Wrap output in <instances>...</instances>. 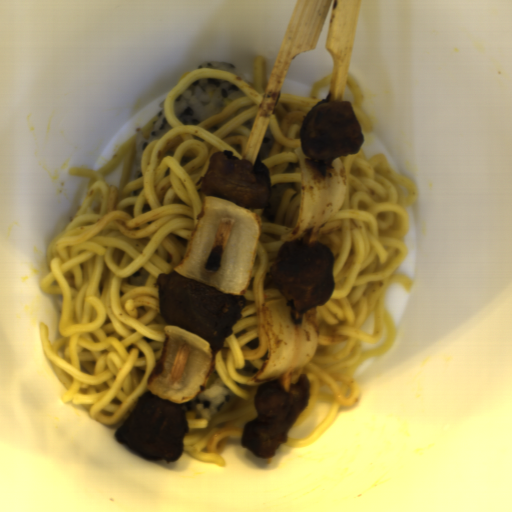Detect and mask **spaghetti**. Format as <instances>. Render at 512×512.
<instances>
[{"label": "spaghetti", "mask_w": 512, "mask_h": 512, "mask_svg": "<svg viewBox=\"0 0 512 512\" xmlns=\"http://www.w3.org/2000/svg\"><path fill=\"white\" fill-rule=\"evenodd\" d=\"M160 108L156 111V113L151 117V119L143 126L140 130L143 138L148 139L155 128V123L158 119Z\"/></svg>", "instance_id": "obj_5"}, {"label": "spaghetti", "mask_w": 512, "mask_h": 512, "mask_svg": "<svg viewBox=\"0 0 512 512\" xmlns=\"http://www.w3.org/2000/svg\"><path fill=\"white\" fill-rule=\"evenodd\" d=\"M330 74L316 81L308 96L281 93L269 130L275 139L267 157L256 158L268 170L270 188L291 184L286 189L274 219L264 208L245 207L260 220V236L248 287L241 295L245 306L223 347L215 353L216 369L226 388L236 395L233 404L212 418H200L184 411L189 432L183 437L182 453L218 467L226 465L222 456L230 439H240L245 424L258 417L255 395L260 384L254 376L262 368L268 350L263 310L265 306L285 302L270 273L278 252L286 241L282 236L294 230L300 214L301 165L296 150L301 148L300 133L304 117L311 108L324 102L323 90L332 82ZM253 164V165H254Z\"/></svg>", "instance_id": "obj_3"}, {"label": "spaghetti", "mask_w": 512, "mask_h": 512, "mask_svg": "<svg viewBox=\"0 0 512 512\" xmlns=\"http://www.w3.org/2000/svg\"><path fill=\"white\" fill-rule=\"evenodd\" d=\"M226 79L244 95L198 125L175 118V99L200 78ZM268 86L266 59L254 57L252 84L230 71L201 68L164 98L171 126L144 147L141 178L130 180L138 134L101 169L69 167L85 178L82 205L47 249L44 293L62 295L58 331L50 342L39 322L40 346L64 392L106 426L120 427L148 391L167 325L157 279L175 271L203 209L209 157L229 151L242 160Z\"/></svg>", "instance_id": "obj_1"}, {"label": "spaghetti", "mask_w": 512, "mask_h": 512, "mask_svg": "<svg viewBox=\"0 0 512 512\" xmlns=\"http://www.w3.org/2000/svg\"><path fill=\"white\" fill-rule=\"evenodd\" d=\"M346 84L351 92L352 103L351 107L361 125L362 133H368L373 130L372 121L362 111L361 103L363 101L362 91L353 76H349L346 79Z\"/></svg>", "instance_id": "obj_4"}, {"label": "spaghetti", "mask_w": 512, "mask_h": 512, "mask_svg": "<svg viewBox=\"0 0 512 512\" xmlns=\"http://www.w3.org/2000/svg\"><path fill=\"white\" fill-rule=\"evenodd\" d=\"M344 166L346 190L339 210L320 231L301 241L320 242L334 253V291L324 306L315 307L316 350L300 372L281 381L284 389L306 374L308 401L290 429L299 427L318 402H329V412L304 437H289L283 445L308 447L335 422L342 408L360 398L356 373L363 362L392 351L396 328L385 304L387 287L398 284L412 291L413 280L396 272L409 254L405 238L409 213L417 199L411 179L397 174L389 158L379 153L367 158L359 148L338 157Z\"/></svg>", "instance_id": "obj_2"}]
</instances>
